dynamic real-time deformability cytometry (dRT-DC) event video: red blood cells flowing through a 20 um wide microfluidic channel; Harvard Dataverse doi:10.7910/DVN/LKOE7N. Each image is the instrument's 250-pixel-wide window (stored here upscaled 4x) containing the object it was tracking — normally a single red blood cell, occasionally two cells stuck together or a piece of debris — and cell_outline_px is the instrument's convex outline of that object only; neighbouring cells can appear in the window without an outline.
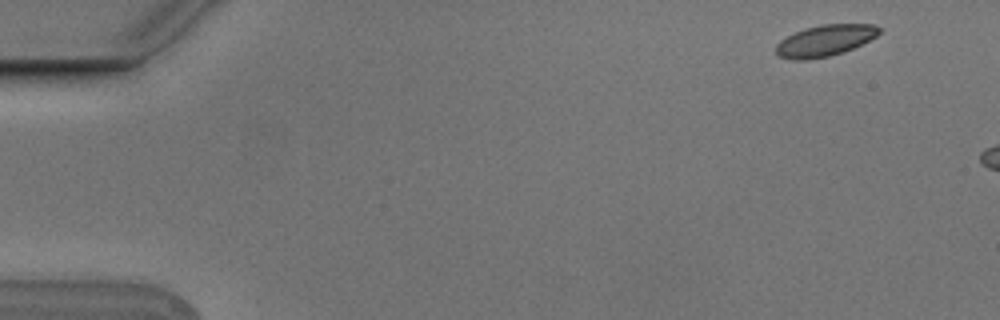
{"species": "Egyptian fruit bat (a non-hibernating species)", "species_latin": "Rousettus aegyptiacus", "temperature_condition": "cold", "stored_images_in_passage": 4, "camera_frame_rate_fps": 3000, "um_per_image_px": 0.085, "animal": {"sex": "male"}, "frame": {"image": 1, "passage_image": 1, "time_ms": 0.0, "image_size_px": [1000, 320], "cell_outline_px": [[880, 32], [876, 36], [844, 52], [828, 56], [808, 60], [792, 60], [780, 56], [776, 52], [776, 44], [780, 40], [804, 28], [820, 24], [872, 24], [880, 28]], "centroid_in_image_um": [70.1, 3.45], "position_along_channel_um": 14.9, "area_um2": 18.67}}